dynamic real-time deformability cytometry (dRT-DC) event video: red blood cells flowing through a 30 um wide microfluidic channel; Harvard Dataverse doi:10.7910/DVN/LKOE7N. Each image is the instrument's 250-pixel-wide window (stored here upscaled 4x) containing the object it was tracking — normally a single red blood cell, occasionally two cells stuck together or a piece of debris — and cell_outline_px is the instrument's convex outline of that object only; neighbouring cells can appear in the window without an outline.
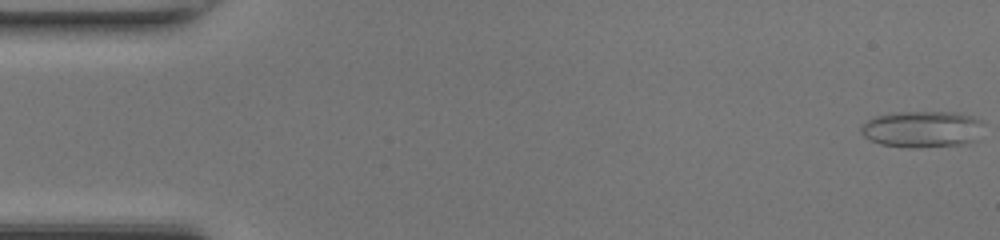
{"species": "common noctule bat (a hibernating species)", "species_latin": "Nyctalus noctula", "temperature_condition": "room temperature", "stored_images_in_passage": 48, "camera_frame_rate_fps": 3000, "um_per_image_px": 0.085, "animal": {"sex": "female", "body_mass_g": 17.0, "forearm_length_mm": 48.0}, "frame": {"image": 1, "passage_image": 1, "time_ms": 0.0, "image_size_px": [1000, 240], "cell_outline_px": [[984, 124], [976, 140], [964, 144], [916, 148], [908, 148], [880, 144], [864, 136], [860, 132], [860, 128], [868, 120], [876, 116], [900, 112], [956, 112], [972, 116], [980, 120]], "centroid_in_image_um": [78.41, 10.99], "position_along_channel_um": 6.6, "area_um2": 26.13}}
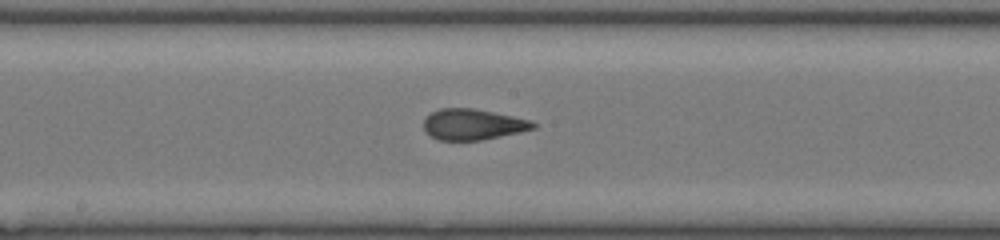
{"frame": {"image": 2, "passage_image": 25, "time_ms": 8.0, "image_size_px": [1000, 240], "cell_outline_px": [[536, 128], [520, 132], [480, 140], [440, 140], [432, 136], [424, 128], [424, 120], [432, 112], [440, 108], [472, 108], [512, 116], [528, 120], [536, 124]], "centroid_in_image_um": [40.19, 10.57], "position_along_channel_um": 208.0, "area_um2": 19.31}}
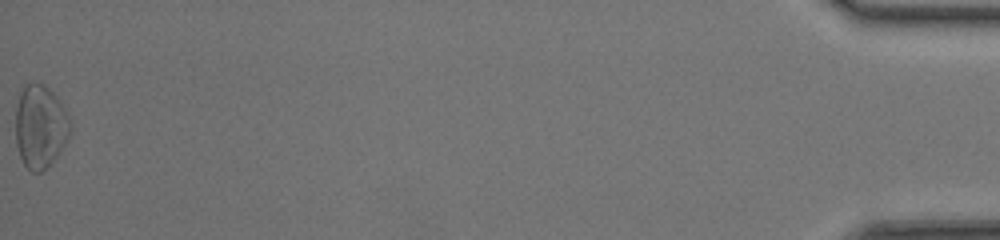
{"frame": {"image": 3, "passage_image": 48, "time_ms": 15.667, "image_size_px": [1000, 240], "cell_outline_px": [[72, 124], [68, 136], [56, 156], [40, 172], [32, 172], [24, 164], [20, 156], [16, 144], [16, 108], [20, 92], [24, 84], [44, 84], [56, 96], [68, 112]], "centroid_in_image_um": [3.42, 10.72], "position_along_channel_um": 431.8, "area_um2": 26.18}, "authors_computed_cell_mechanics": {"area_um2": 20.4034, "velocity_mm_per_s": 4.3675, "shape_relaxation_time_tau1_ms": null, "shape_relaxation_time_tau2_ms": 1.1866, "deformation_change_tau1": null, "deformation_change_tau2": 0.072}}